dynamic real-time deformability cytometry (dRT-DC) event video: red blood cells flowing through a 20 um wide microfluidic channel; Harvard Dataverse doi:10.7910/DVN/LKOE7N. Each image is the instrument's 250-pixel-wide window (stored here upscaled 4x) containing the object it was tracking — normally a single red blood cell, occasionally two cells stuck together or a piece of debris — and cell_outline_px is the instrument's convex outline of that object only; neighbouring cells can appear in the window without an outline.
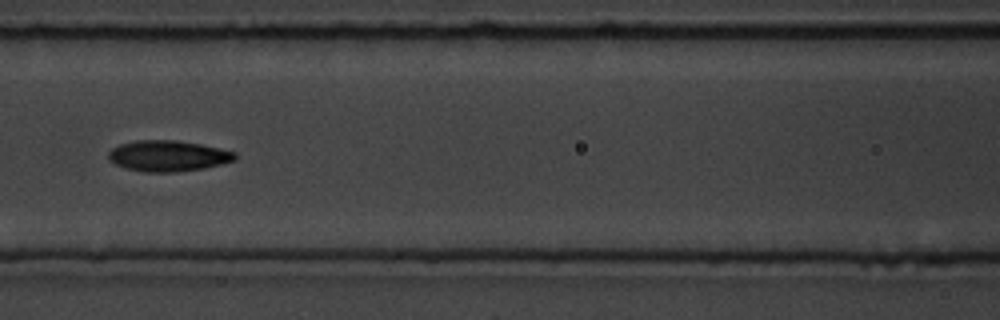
{"species": "common noctule bat (a hibernating species)", "species_latin": "Nyctalus noctula", "temperature_condition": "room temperature", "stored_images_in_passage": 11, "camera_frame_rate_fps": 3000, "um_per_image_px": 0.085, "animal": {"sex": "male", "body_mass_g": 19.5, "forearm_length_mm": 54.6}, "frame": {"image": 1, "passage_image": 7, "time_ms": 7.0, "image_size_px": [1000, 320], "cell_outline_px": [[236, 160], [204, 168], [176, 172], [144, 172], [124, 168], [108, 160], [108, 152], [112, 148], [120, 144], [136, 140], [176, 140], [200, 144], [236, 152]], "centroid_in_image_um": [14.25, 13.25], "position_along_channel_um": 152.3, "area_um2": 22.83}}
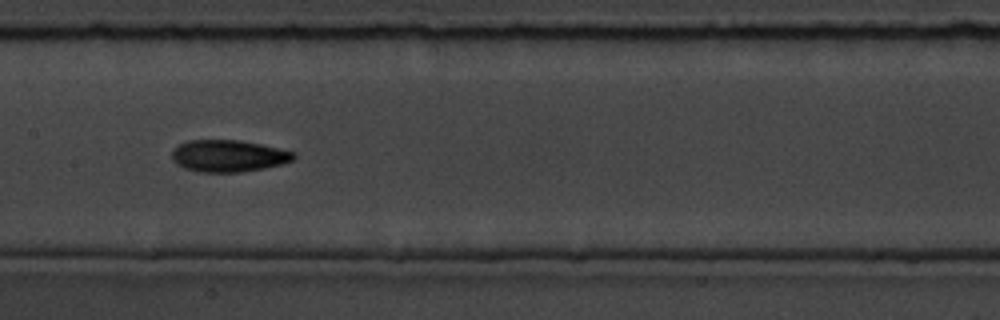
{"frame": {"image": 2, "passage_image": 8, "time_ms": 8.0, "image_size_px": [1000, 320], "cell_outline_px": [[296, 156], [292, 160], [284, 164], [264, 168], [240, 172], [200, 172], [184, 168], [176, 164], [172, 160], [172, 152], [180, 144], [188, 140], [240, 140], [260, 144], [296, 152]], "centroid_in_image_um": [19.43, 13.25], "position_along_channel_um": 188.0, "area_um2": 22.66}}
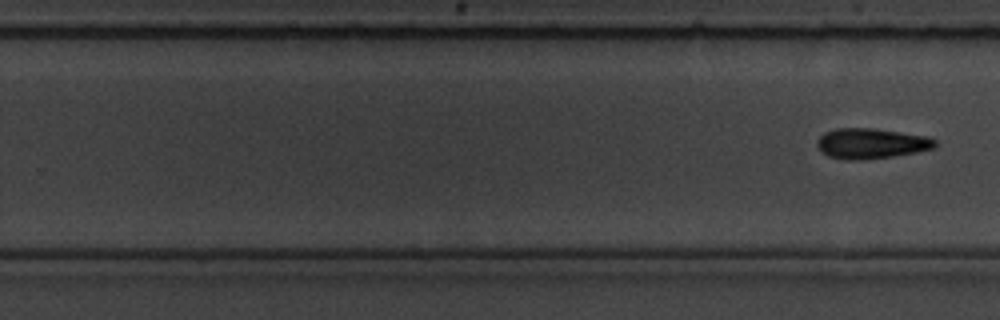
{"frame": {"image": 3, "passage_image": 11, "time_ms": 12.333, "image_size_px": [1000, 320], "cell_outline_px": [[936, 148], [916, 152], [892, 156], [860, 160], [848, 160], [828, 156], [816, 144], [816, 140], [824, 132], [836, 128], [876, 128], [928, 136], [936, 140]], "centroid_in_image_um": [74.07, 12.18], "position_along_channel_um": 255.7, "area_um2": 20.92}}